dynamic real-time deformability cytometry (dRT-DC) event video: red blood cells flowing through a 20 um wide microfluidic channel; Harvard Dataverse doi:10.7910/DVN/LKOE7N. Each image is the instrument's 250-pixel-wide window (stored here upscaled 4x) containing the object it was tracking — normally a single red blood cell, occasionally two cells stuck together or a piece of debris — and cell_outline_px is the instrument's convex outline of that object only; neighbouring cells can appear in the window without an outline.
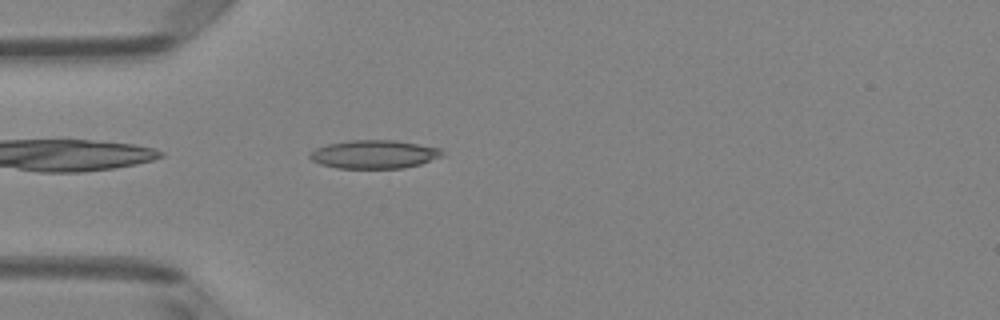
{"species": "Egyptian fruit bat (a non-hibernating species)", "species_latin": "Rousettus aegyptiacus", "temperature_condition": "room temperature", "stored_images_in_passage": 37, "camera_frame_rate_fps": 3000, "um_per_image_px": 0.085, "animal": {"sex": "female"}, "frame": {"image": 1, "passage_image": 2, "time_ms": 0.333, "image_size_px": [1000, 320], "cell_outline_px": [[444, 156], [420, 164], [404, 168], [336, 168], [320, 164], [312, 160], [308, 156], [316, 148], [328, 144], [348, 140], [392, 140], [440, 148], [444, 152]], "centroid_in_image_um": [31.81, 13.12], "position_along_channel_um": 53.2, "area_um2": 21.85}}
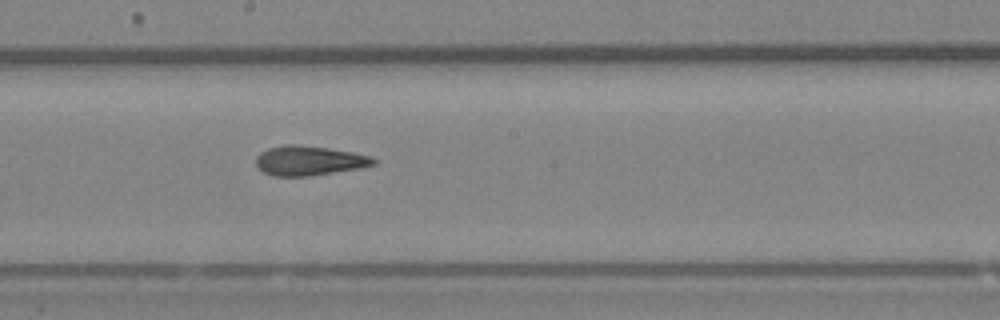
{"frame": {"image": 2, "passage_image": 15, "time_ms": 4.667, "image_size_px": [1000, 320], "cell_outline_px": [[376, 164], [360, 168], [308, 176], [272, 176], [264, 172], [256, 164], [256, 156], [260, 152], [268, 148], [288, 144], [296, 144], [328, 148], [352, 152], [372, 156], [376, 160]], "centroid_in_image_um": [26.27, 13.65], "position_along_channel_um": 221.9, "area_um2": 20.23}}
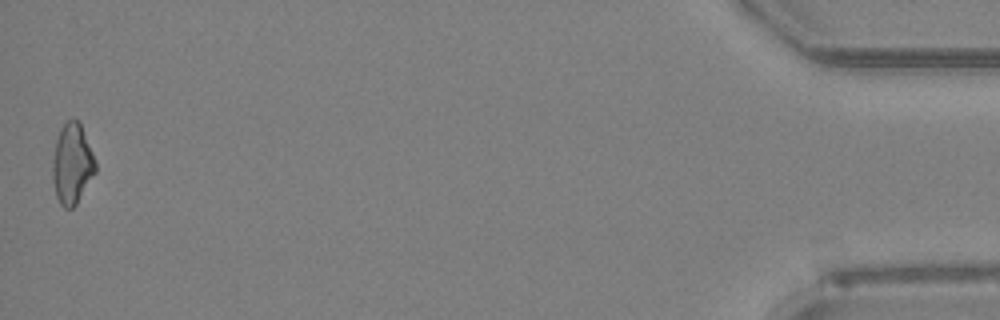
{"frame": {"image": 3, "passage_image": 37, "time_ms": 12.0, "image_size_px": [1000, 320], "cell_outline_px": [[96, 172], [76, 204], [72, 208], [64, 208], [60, 204], [56, 196], [52, 180], [52, 160], [56, 140], [60, 128], [68, 120], [80, 120], [92, 152], [96, 164]], "centroid_in_image_um": [6.12, 13.93], "position_along_channel_um": 429.1, "area_um2": 20.17}, "authors_computed_cell_mechanics": {"area_um2": 19.8254, "velocity_mm_per_s": 4.0921, "shape_relaxation_time_tau1_ms": 5.3126, "shape_relaxation_time_tau2_ms": 2.8389, "deformation_change_tau1": 0.1701, "deformation_change_tau2": 0.1317}}